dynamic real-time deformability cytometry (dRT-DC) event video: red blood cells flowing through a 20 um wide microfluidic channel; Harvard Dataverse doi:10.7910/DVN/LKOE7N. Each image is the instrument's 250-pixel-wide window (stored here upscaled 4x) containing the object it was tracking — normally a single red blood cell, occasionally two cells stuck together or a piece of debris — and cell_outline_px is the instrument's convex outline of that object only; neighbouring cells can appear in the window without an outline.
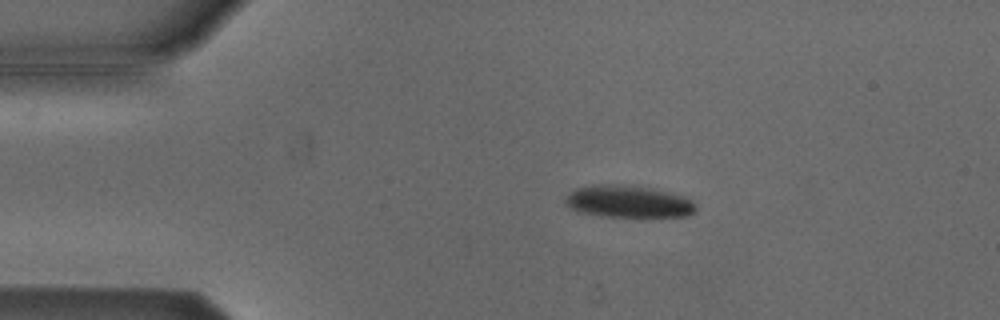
{"species": "Egyptian fruit bat (a non-hibernating species)", "species_latin": "Rousettus aegyptiacus", "temperature_condition": "cold", "stored_images_in_passage": 6, "camera_frame_rate_fps": 3000, "um_per_image_px": 0.085, "animal": {"sex": "male"}, "frame": {"image": 1, "passage_image": 2, "time_ms": 0.333, "image_size_px": [1000, 320], "cell_outline_px": [[696, 212], [684, 216], [640, 220], [600, 216], [576, 212], [564, 204], [564, 200], [568, 192], [576, 188], [592, 184], [624, 184], [652, 188], [692, 196], [696, 204]], "centroid_in_image_um": [53.47, 17.17], "position_along_channel_um": 31.5, "area_um2": 26.41}}
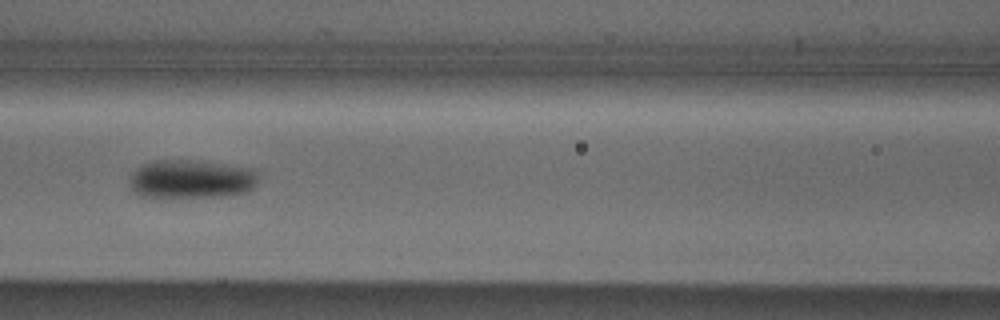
{"frame": {"image": 2, "passage_image": 5, "time_ms": 1.333, "image_size_px": [1000, 320], "cell_outline_px": [[256, 184], [252, 188], [244, 192], [228, 196], [164, 200], [140, 196], [128, 188], [128, 180], [132, 172], [136, 168], [144, 164], [156, 160], [196, 160], [256, 168]], "centroid_in_image_um": [16.18, 15.27], "position_along_channel_um": 150.4, "area_um2": 30.35}}
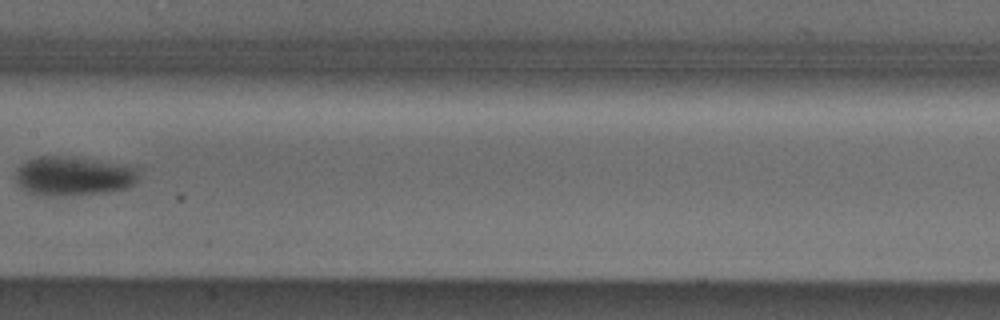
{"frame": {"image": 3, "passage_image": 6, "time_ms": 1.667, "image_size_px": [1000, 320], "cell_outline_px": [[136, 180], [128, 188], [104, 192], [64, 196], [40, 196], [28, 192], [20, 188], [16, 180], [16, 172], [28, 160], [40, 156], [68, 156], [136, 164]], "centroid_in_image_um": [6.27, 14.95], "position_along_channel_um": 201.1, "area_um2": 28.5}}